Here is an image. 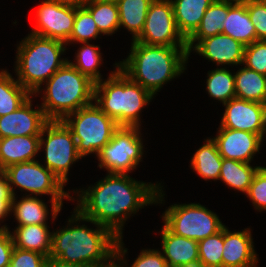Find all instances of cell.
I'll use <instances>...</instances> for the list:
<instances>
[{"label":"cell","mask_w":266,"mask_h":267,"mask_svg":"<svg viewBox=\"0 0 266 267\" xmlns=\"http://www.w3.org/2000/svg\"><path fill=\"white\" fill-rule=\"evenodd\" d=\"M131 43V52L126 59L118 62V67L153 96L164 84L180 76L186 69L189 59L187 46Z\"/></svg>","instance_id":"3"},{"label":"cell","mask_w":266,"mask_h":267,"mask_svg":"<svg viewBox=\"0 0 266 267\" xmlns=\"http://www.w3.org/2000/svg\"><path fill=\"white\" fill-rule=\"evenodd\" d=\"M114 65L105 81L95 83L94 103L119 127H140L139 114L153 95Z\"/></svg>","instance_id":"4"},{"label":"cell","mask_w":266,"mask_h":267,"mask_svg":"<svg viewBox=\"0 0 266 267\" xmlns=\"http://www.w3.org/2000/svg\"><path fill=\"white\" fill-rule=\"evenodd\" d=\"M14 250L11 231L7 228H0V267H8Z\"/></svg>","instance_id":"41"},{"label":"cell","mask_w":266,"mask_h":267,"mask_svg":"<svg viewBox=\"0 0 266 267\" xmlns=\"http://www.w3.org/2000/svg\"><path fill=\"white\" fill-rule=\"evenodd\" d=\"M12 200H0V221H4L8 214L10 215ZM4 218V219H3ZM8 225H3L0 228H7Z\"/></svg>","instance_id":"44"},{"label":"cell","mask_w":266,"mask_h":267,"mask_svg":"<svg viewBox=\"0 0 266 267\" xmlns=\"http://www.w3.org/2000/svg\"><path fill=\"white\" fill-rule=\"evenodd\" d=\"M47 257L36 251L14 247L8 267H46Z\"/></svg>","instance_id":"40"},{"label":"cell","mask_w":266,"mask_h":267,"mask_svg":"<svg viewBox=\"0 0 266 267\" xmlns=\"http://www.w3.org/2000/svg\"><path fill=\"white\" fill-rule=\"evenodd\" d=\"M94 88L90 78L67 62L45 82L40 107L48 120H63L94 101Z\"/></svg>","instance_id":"6"},{"label":"cell","mask_w":266,"mask_h":267,"mask_svg":"<svg viewBox=\"0 0 266 267\" xmlns=\"http://www.w3.org/2000/svg\"><path fill=\"white\" fill-rule=\"evenodd\" d=\"M66 50L62 41L28 34L17 46L16 80L36 96L42 91V84L68 62L60 58Z\"/></svg>","instance_id":"5"},{"label":"cell","mask_w":266,"mask_h":267,"mask_svg":"<svg viewBox=\"0 0 266 267\" xmlns=\"http://www.w3.org/2000/svg\"><path fill=\"white\" fill-rule=\"evenodd\" d=\"M84 7L90 12L102 35H112L120 28L117 3L90 0Z\"/></svg>","instance_id":"31"},{"label":"cell","mask_w":266,"mask_h":267,"mask_svg":"<svg viewBox=\"0 0 266 267\" xmlns=\"http://www.w3.org/2000/svg\"><path fill=\"white\" fill-rule=\"evenodd\" d=\"M162 217L172 233L195 241L212 236L225 227L216 213L199 203L171 205Z\"/></svg>","instance_id":"9"},{"label":"cell","mask_w":266,"mask_h":267,"mask_svg":"<svg viewBox=\"0 0 266 267\" xmlns=\"http://www.w3.org/2000/svg\"><path fill=\"white\" fill-rule=\"evenodd\" d=\"M246 7L251 22L255 26L257 40H266V2L248 0Z\"/></svg>","instance_id":"39"},{"label":"cell","mask_w":266,"mask_h":267,"mask_svg":"<svg viewBox=\"0 0 266 267\" xmlns=\"http://www.w3.org/2000/svg\"><path fill=\"white\" fill-rule=\"evenodd\" d=\"M221 33L240 41L245 46L257 40L255 26L251 22L246 2L229 1V10L223 21Z\"/></svg>","instance_id":"21"},{"label":"cell","mask_w":266,"mask_h":267,"mask_svg":"<svg viewBox=\"0 0 266 267\" xmlns=\"http://www.w3.org/2000/svg\"><path fill=\"white\" fill-rule=\"evenodd\" d=\"M62 121L72 131L77 152L82 158L93 153L98 156L119 128L117 123L93 102L67 115Z\"/></svg>","instance_id":"8"},{"label":"cell","mask_w":266,"mask_h":267,"mask_svg":"<svg viewBox=\"0 0 266 267\" xmlns=\"http://www.w3.org/2000/svg\"><path fill=\"white\" fill-rule=\"evenodd\" d=\"M160 235L162 254L168 267H179L189 261L199 259L198 241L176 235L165 225Z\"/></svg>","instance_id":"20"},{"label":"cell","mask_w":266,"mask_h":267,"mask_svg":"<svg viewBox=\"0 0 266 267\" xmlns=\"http://www.w3.org/2000/svg\"><path fill=\"white\" fill-rule=\"evenodd\" d=\"M146 45L187 46L179 32L170 0H153L141 34L134 40Z\"/></svg>","instance_id":"12"},{"label":"cell","mask_w":266,"mask_h":267,"mask_svg":"<svg viewBox=\"0 0 266 267\" xmlns=\"http://www.w3.org/2000/svg\"><path fill=\"white\" fill-rule=\"evenodd\" d=\"M222 158L251 163L259 152L263 139L255 133L219 127L217 136L212 138Z\"/></svg>","instance_id":"15"},{"label":"cell","mask_w":266,"mask_h":267,"mask_svg":"<svg viewBox=\"0 0 266 267\" xmlns=\"http://www.w3.org/2000/svg\"><path fill=\"white\" fill-rule=\"evenodd\" d=\"M107 174L95 186L76 190L78 199L75 209L120 238L123 226L132 214L144 206L162 204L165 194L160 183L136 181L128 174Z\"/></svg>","instance_id":"1"},{"label":"cell","mask_w":266,"mask_h":267,"mask_svg":"<svg viewBox=\"0 0 266 267\" xmlns=\"http://www.w3.org/2000/svg\"><path fill=\"white\" fill-rule=\"evenodd\" d=\"M141 127H119L108 144L98 153L99 168L108 173L128 174L142 161ZM132 170V171H131Z\"/></svg>","instance_id":"11"},{"label":"cell","mask_w":266,"mask_h":267,"mask_svg":"<svg viewBox=\"0 0 266 267\" xmlns=\"http://www.w3.org/2000/svg\"><path fill=\"white\" fill-rule=\"evenodd\" d=\"M42 148L45 149V167L65 186L68 182L69 168L82 158L77 152L72 131L62 120H49L40 134V151Z\"/></svg>","instance_id":"10"},{"label":"cell","mask_w":266,"mask_h":267,"mask_svg":"<svg viewBox=\"0 0 266 267\" xmlns=\"http://www.w3.org/2000/svg\"><path fill=\"white\" fill-rule=\"evenodd\" d=\"M47 224L17 226L11 233L14 247L36 251L49 258L52 249V232Z\"/></svg>","instance_id":"22"},{"label":"cell","mask_w":266,"mask_h":267,"mask_svg":"<svg viewBox=\"0 0 266 267\" xmlns=\"http://www.w3.org/2000/svg\"><path fill=\"white\" fill-rule=\"evenodd\" d=\"M73 213L66 228L52 232L49 258L97 267H107L116 261V244L119 238L107 227L81 215L77 209ZM80 221L90 222L97 228L91 229L85 224L80 226Z\"/></svg>","instance_id":"2"},{"label":"cell","mask_w":266,"mask_h":267,"mask_svg":"<svg viewBox=\"0 0 266 267\" xmlns=\"http://www.w3.org/2000/svg\"><path fill=\"white\" fill-rule=\"evenodd\" d=\"M246 196L252 201L258 211L266 210V167H260L256 172Z\"/></svg>","instance_id":"38"},{"label":"cell","mask_w":266,"mask_h":267,"mask_svg":"<svg viewBox=\"0 0 266 267\" xmlns=\"http://www.w3.org/2000/svg\"><path fill=\"white\" fill-rule=\"evenodd\" d=\"M0 200H13L8 178L3 171H0Z\"/></svg>","instance_id":"42"},{"label":"cell","mask_w":266,"mask_h":267,"mask_svg":"<svg viewBox=\"0 0 266 267\" xmlns=\"http://www.w3.org/2000/svg\"><path fill=\"white\" fill-rule=\"evenodd\" d=\"M122 239L123 236L118 239L116 244V260L120 262V265H123L122 267H127L128 262L125 260V255L128 251L127 248L123 247ZM131 267H168V264L158 249H144L139 253Z\"/></svg>","instance_id":"36"},{"label":"cell","mask_w":266,"mask_h":267,"mask_svg":"<svg viewBox=\"0 0 266 267\" xmlns=\"http://www.w3.org/2000/svg\"><path fill=\"white\" fill-rule=\"evenodd\" d=\"M104 1L112 2V3H118V2L121 1V0H104Z\"/></svg>","instance_id":"48"},{"label":"cell","mask_w":266,"mask_h":267,"mask_svg":"<svg viewBox=\"0 0 266 267\" xmlns=\"http://www.w3.org/2000/svg\"><path fill=\"white\" fill-rule=\"evenodd\" d=\"M8 178L11 192L16 196L15 188L20 191L30 192L28 196L50 195L52 220L62 210L63 199L73 201V196L64 191V184L53 174V172L38 160L16 163L3 170ZM15 186V188H14Z\"/></svg>","instance_id":"7"},{"label":"cell","mask_w":266,"mask_h":267,"mask_svg":"<svg viewBox=\"0 0 266 267\" xmlns=\"http://www.w3.org/2000/svg\"><path fill=\"white\" fill-rule=\"evenodd\" d=\"M36 25L31 34L66 43L76 18V7L63 6L52 0L41 1L36 10Z\"/></svg>","instance_id":"13"},{"label":"cell","mask_w":266,"mask_h":267,"mask_svg":"<svg viewBox=\"0 0 266 267\" xmlns=\"http://www.w3.org/2000/svg\"><path fill=\"white\" fill-rule=\"evenodd\" d=\"M32 95L14 112L0 117V139L12 136L40 135L49 121L39 106L32 108Z\"/></svg>","instance_id":"16"},{"label":"cell","mask_w":266,"mask_h":267,"mask_svg":"<svg viewBox=\"0 0 266 267\" xmlns=\"http://www.w3.org/2000/svg\"><path fill=\"white\" fill-rule=\"evenodd\" d=\"M63 6L84 7L90 0H52Z\"/></svg>","instance_id":"45"},{"label":"cell","mask_w":266,"mask_h":267,"mask_svg":"<svg viewBox=\"0 0 266 267\" xmlns=\"http://www.w3.org/2000/svg\"><path fill=\"white\" fill-rule=\"evenodd\" d=\"M46 267H97L88 264L65 263L58 259L47 258Z\"/></svg>","instance_id":"43"},{"label":"cell","mask_w":266,"mask_h":267,"mask_svg":"<svg viewBox=\"0 0 266 267\" xmlns=\"http://www.w3.org/2000/svg\"><path fill=\"white\" fill-rule=\"evenodd\" d=\"M98 35L101 36V33L98 30L97 25L90 12L85 7L76 8V18L73 25V30L70 38L66 42V45L70 42V44L74 42H90L92 39H96Z\"/></svg>","instance_id":"34"},{"label":"cell","mask_w":266,"mask_h":267,"mask_svg":"<svg viewBox=\"0 0 266 267\" xmlns=\"http://www.w3.org/2000/svg\"><path fill=\"white\" fill-rule=\"evenodd\" d=\"M252 238L250 228L231 232L225 226L222 267H256L258 257Z\"/></svg>","instance_id":"18"},{"label":"cell","mask_w":266,"mask_h":267,"mask_svg":"<svg viewBox=\"0 0 266 267\" xmlns=\"http://www.w3.org/2000/svg\"><path fill=\"white\" fill-rule=\"evenodd\" d=\"M242 64L251 70L266 75V40H256L245 46Z\"/></svg>","instance_id":"37"},{"label":"cell","mask_w":266,"mask_h":267,"mask_svg":"<svg viewBox=\"0 0 266 267\" xmlns=\"http://www.w3.org/2000/svg\"><path fill=\"white\" fill-rule=\"evenodd\" d=\"M40 151V135L12 136L0 139V171L16 163L35 161Z\"/></svg>","instance_id":"19"},{"label":"cell","mask_w":266,"mask_h":267,"mask_svg":"<svg viewBox=\"0 0 266 267\" xmlns=\"http://www.w3.org/2000/svg\"><path fill=\"white\" fill-rule=\"evenodd\" d=\"M206 89L210 97L222 104L236 98L235 76L226 67L216 68L208 72Z\"/></svg>","instance_id":"32"},{"label":"cell","mask_w":266,"mask_h":267,"mask_svg":"<svg viewBox=\"0 0 266 267\" xmlns=\"http://www.w3.org/2000/svg\"><path fill=\"white\" fill-rule=\"evenodd\" d=\"M227 1H233V2H246L248 0H227Z\"/></svg>","instance_id":"49"},{"label":"cell","mask_w":266,"mask_h":267,"mask_svg":"<svg viewBox=\"0 0 266 267\" xmlns=\"http://www.w3.org/2000/svg\"><path fill=\"white\" fill-rule=\"evenodd\" d=\"M153 0H121L117 3L120 28L131 32L134 41L142 32L147 12Z\"/></svg>","instance_id":"28"},{"label":"cell","mask_w":266,"mask_h":267,"mask_svg":"<svg viewBox=\"0 0 266 267\" xmlns=\"http://www.w3.org/2000/svg\"><path fill=\"white\" fill-rule=\"evenodd\" d=\"M260 167H253L250 163L223 158L219 180H222L228 187L246 194Z\"/></svg>","instance_id":"29"},{"label":"cell","mask_w":266,"mask_h":267,"mask_svg":"<svg viewBox=\"0 0 266 267\" xmlns=\"http://www.w3.org/2000/svg\"><path fill=\"white\" fill-rule=\"evenodd\" d=\"M30 96L7 70L0 71V117L14 112Z\"/></svg>","instance_id":"30"},{"label":"cell","mask_w":266,"mask_h":267,"mask_svg":"<svg viewBox=\"0 0 266 267\" xmlns=\"http://www.w3.org/2000/svg\"><path fill=\"white\" fill-rule=\"evenodd\" d=\"M48 210L43 200L37 198V196H28L26 192V195H23L18 201L17 197L13 196L10 212L14 213L13 216L18 222V226H25L47 224Z\"/></svg>","instance_id":"27"},{"label":"cell","mask_w":266,"mask_h":267,"mask_svg":"<svg viewBox=\"0 0 266 267\" xmlns=\"http://www.w3.org/2000/svg\"><path fill=\"white\" fill-rule=\"evenodd\" d=\"M192 49L217 66H238L243 63L245 45L220 33L200 40Z\"/></svg>","instance_id":"17"},{"label":"cell","mask_w":266,"mask_h":267,"mask_svg":"<svg viewBox=\"0 0 266 267\" xmlns=\"http://www.w3.org/2000/svg\"><path fill=\"white\" fill-rule=\"evenodd\" d=\"M107 267H122V265H120L119 262L115 263V261H114L111 265H109Z\"/></svg>","instance_id":"47"},{"label":"cell","mask_w":266,"mask_h":267,"mask_svg":"<svg viewBox=\"0 0 266 267\" xmlns=\"http://www.w3.org/2000/svg\"><path fill=\"white\" fill-rule=\"evenodd\" d=\"M179 267H207V266L204 265L200 259H195L185 264H182Z\"/></svg>","instance_id":"46"},{"label":"cell","mask_w":266,"mask_h":267,"mask_svg":"<svg viewBox=\"0 0 266 267\" xmlns=\"http://www.w3.org/2000/svg\"><path fill=\"white\" fill-rule=\"evenodd\" d=\"M222 159L216 142L212 138H207L205 144L191 158V169L206 181L219 180Z\"/></svg>","instance_id":"26"},{"label":"cell","mask_w":266,"mask_h":267,"mask_svg":"<svg viewBox=\"0 0 266 267\" xmlns=\"http://www.w3.org/2000/svg\"><path fill=\"white\" fill-rule=\"evenodd\" d=\"M83 46L79 48L75 55L74 63L70 60L68 62L76 68L79 72L90 78L94 83L102 81V75L100 74V66L102 59V53H100L99 45L89 44V42L82 43Z\"/></svg>","instance_id":"33"},{"label":"cell","mask_w":266,"mask_h":267,"mask_svg":"<svg viewBox=\"0 0 266 267\" xmlns=\"http://www.w3.org/2000/svg\"><path fill=\"white\" fill-rule=\"evenodd\" d=\"M219 127L258 134L263 140L266 130V104L233 98L223 104Z\"/></svg>","instance_id":"14"},{"label":"cell","mask_w":266,"mask_h":267,"mask_svg":"<svg viewBox=\"0 0 266 267\" xmlns=\"http://www.w3.org/2000/svg\"><path fill=\"white\" fill-rule=\"evenodd\" d=\"M177 28L187 40L199 27L205 11L214 0H170Z\"/></svg>","instance_id":"23"},{"label":"cell","mask_w":266,"mask_h":267,"mask_svg":"<svg viewBox=\"0 0 266 267\" xmlns=\"http://www.w3.org/2000/svg\"><path fill=\"white\" fill-rule=\"evenodd\" d=\"M224 228L218 233L198 241L199 259L207 267H222Z\"/></svg>","instance_id":"35"},{"label":"cell","mask_w":266,"mask_h":267,"mask_svg":"<svg viewBox=\"0 0 266 267\" xmlns=\"http://www.w3.org/2000/svg\"><path fill=\"white\" fill-rule=\"evenodd\" d=\"M234 76L236 98L266 104V75L243 66Z\"/></svg>","instance_id":"25"},{"label":"cell","mask_w":266,"mask_h":267,"mask_svg":"<svg viewBox=\"0 0 266 267\" xmlns=\"http://www.w3.org/2000/svg\"><path fill=\"white\" fill-rule=\"evenodd\" d=\"M229 10V1L214 0L205 11L199 27L187 39V50L190 53L192 48L202 39L220 34L223 28V21L226 19ZM196 42V43H195Z\"/></svg>","instance_id":"24"}]
</instances>
